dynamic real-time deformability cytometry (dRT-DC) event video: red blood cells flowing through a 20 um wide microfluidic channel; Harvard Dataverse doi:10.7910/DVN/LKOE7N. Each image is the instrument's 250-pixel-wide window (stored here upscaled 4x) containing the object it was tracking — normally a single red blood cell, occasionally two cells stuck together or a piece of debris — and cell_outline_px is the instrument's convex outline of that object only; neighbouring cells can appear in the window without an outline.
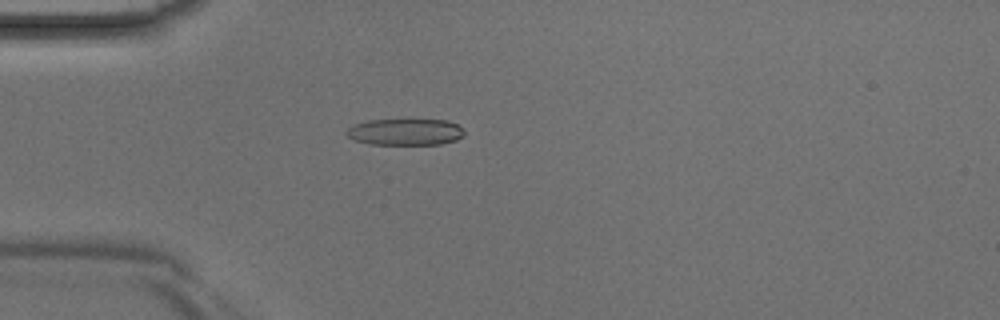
{"species": "Egyptian fruit bat (a non-hibernating species)", "species_latin": "Rousettus aegyptiacus", "temperature_condition": "room temperature", "stored_images_in_passage": 43, "camera_frame_rate_fps": 3000, "um_per_image_px": 0.085, "animal": {"sex": "male"}, "frame": {"image": 1, "passage_image": 12, "time_ms": 3.667, "image_size_px": [1000, 320], "cell_outline_px": [[464, 136], [456, 140], [440, 144], [372, 144], [352, 140], [344, 132], [352, 124], [368, 120], [448, 120], [464, 128]], "centroid_in_image_um": [34.44, 11.21], "position_along_channel_um": 50.6, "area_um2": 18.32}}
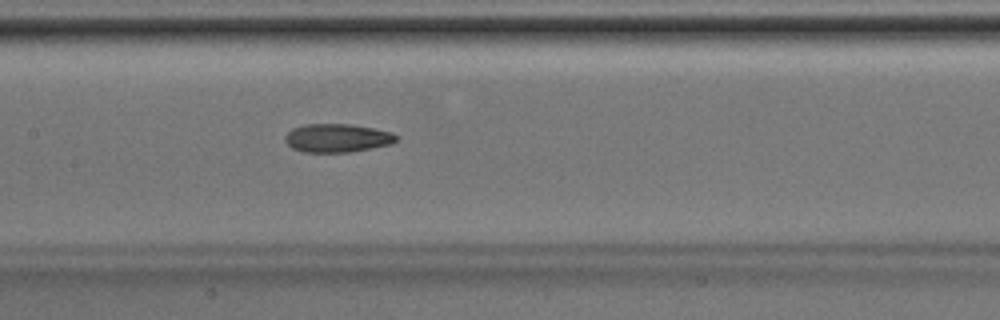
{"frame": {"image": 2, "passage_image": 21, "time_ms": 6.667, "image_size_px": [1000, 320], "cell_outline_px": [[396, 140], [392, 144], [372, 148], [348, 152], [304, 152], [292, 148], [284, 140], [284, 136], [292, 128], [304, 124], [352, 124], [392, 132], [396, 136]], "centroid_in_image_um": [28.63, 11.73], "position_along_channel_um": 178.8, "area_um2": 18.44}}
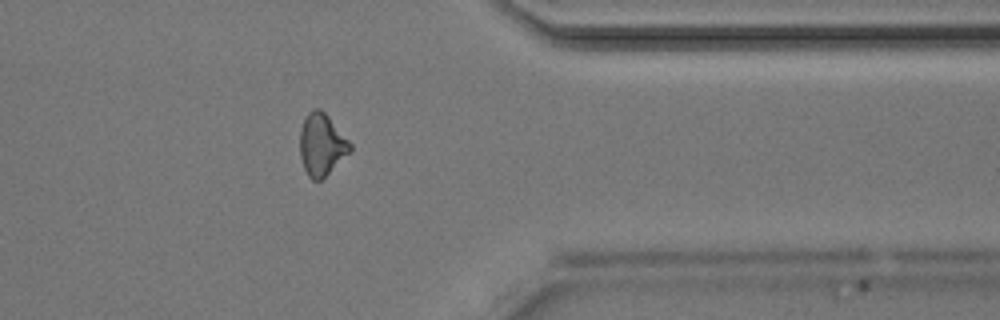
{"frame": {"image": 3, "passage_image": 35, "time_ms": 11.333, "image_size_px": [1000, 320], "cell_outline_px": [[352, 152], [320, 180], [312, 180], [308, 176], [304, 168], [300, 156], [300, 132], [304, 120], [308, 112], [312, 108], [320, 108], [328, 116], [352, 144]], "centroid_in_image_um": [27.35, 12.29], "position_along_channel_um": 384.0, "area_um2": 18.15}}